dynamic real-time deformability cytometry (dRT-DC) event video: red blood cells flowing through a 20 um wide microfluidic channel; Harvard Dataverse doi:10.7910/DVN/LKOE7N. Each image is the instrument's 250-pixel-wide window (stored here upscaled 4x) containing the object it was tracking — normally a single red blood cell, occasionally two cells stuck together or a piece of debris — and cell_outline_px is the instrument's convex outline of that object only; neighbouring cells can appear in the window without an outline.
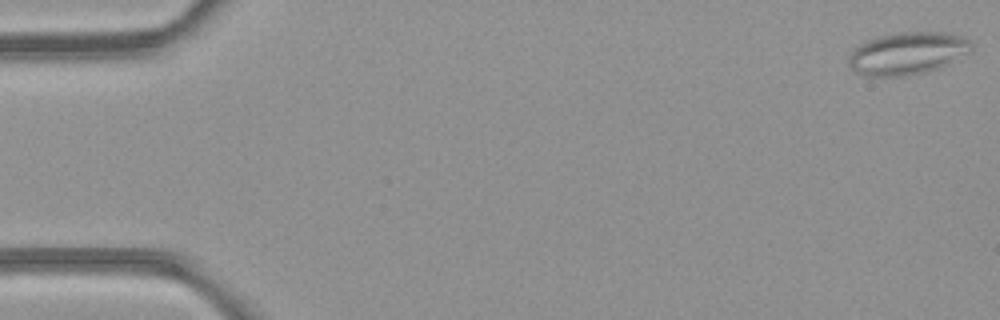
{"species": "common noctule bat (a hibernating species)", "species_latin": "Nyctalus noctula", "temperature_condition": "room temperature", "stored_images_in_passage": 49, "camera_frame_rate_fps": 3000, "um_per_image_px": 0.085, "animal": {"sex": "female", "body_mass_g": 21.9}, "frame": {"image": 1, "passage_image": 1, "time_ms": 0.0, "image_size_px": [1000, 320], "cell_outline_px": [[972, 48], [968, 52], [940, 68], [924, 72], [904, 76], [864, 76], [856, 72], [848, 64], [848, 56], [852, 48], [868, 40], [880, 36], [896, 32], [944, 32], [964, 36], [972, 44]], "centroid_in_image_um": [77.1, 4.53], "position_along_channel_um": 7.9, "area_um2": 30.4}}
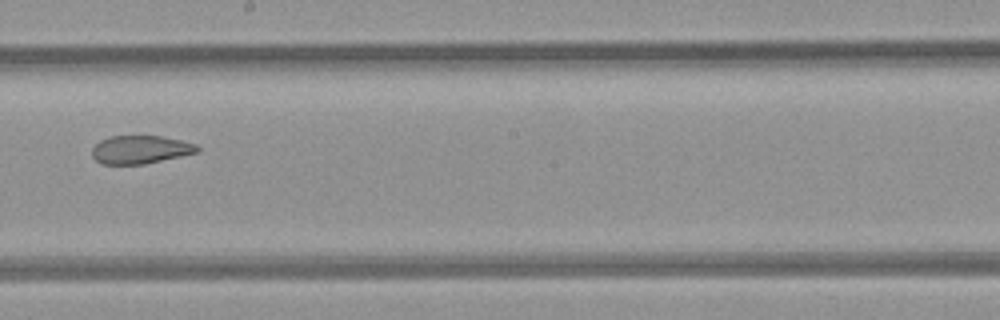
{"frame": {"image": 2, "passage_image": 28, "time_ms": 9.0, "image_size_px": [1000, 320], "cell_outline_px": [[200, 152], [144, 164], [100, 164], [92, 156], [92, 148], [100, 140], [112, 136], [160, 136], [180, 140], [196, 144], [200, 148]], "centroid_in_image_um": [11.94, 12.72], "position_along_channel_um": 236.3, "area_um2": 17.28}}
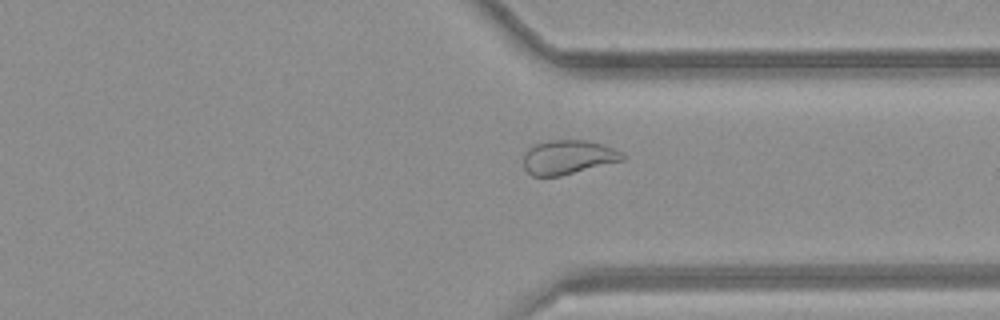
{"frame": {"image": 3, "passage_image": 37, "time_ms": 12.0, "image_size_px": [1000, 320], "cell_outline_px": [[628, 156], [624, 160], [560, 176], [532, 176], [524, 168], [524, 152], [528, 148], [536, 144], [548, 140], [584, 140], [604, 144], [624, 152]], "centroid_in_image_um": [48.32, 13.35], "position_along_channel_um": 363.1, "area_um2": 19.94}, "authors_computed_cell_mechanics": {"area_um2": 23.2934, "velocity_mm_per_s": 4.2382, "shape_relaxation_time_tau1_ms": null, "shape_relaxation_time_tau2_ms": 1.3032, "deformation_change_tau1": null, "deformation_change_tau2": 0.0645}}